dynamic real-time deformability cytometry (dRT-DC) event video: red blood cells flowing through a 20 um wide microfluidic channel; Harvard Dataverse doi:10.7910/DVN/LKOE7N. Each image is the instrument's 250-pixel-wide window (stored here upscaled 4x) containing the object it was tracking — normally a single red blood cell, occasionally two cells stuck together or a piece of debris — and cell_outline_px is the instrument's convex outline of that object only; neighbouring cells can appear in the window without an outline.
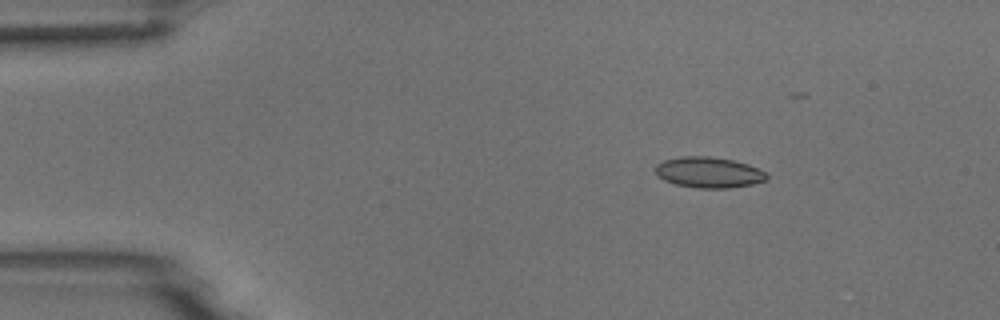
{"species": "common noctule bat (a hibernating species)", "species_latin": "Nyctalus noctula", "temperature_condition": "room temperature", "stored_images_in_passage": 7, "segment_of_instrument_passage": [1, 2], "camera_frame_rate_fps": 3000, "um_per_image_px": 0.085, "animal": {"sex": "male", "body_mass_g": 18.8}, "frame": {"image": 1, "passage_image": 3, "time_ms": 2.333, "image_size_px": [1000, 320], "cell_outline_px": [[768, 176], [764, 180], [752, 184], [728, 188], [696, 188], [676, 184], [664, 180], [656, 176], [656, 164], [664, 160], [684, 156], [708, 156], [732, 160], [748, 164], [764, 172]], "centroid_in_image_um": [60.2, 14.65], "position_along_channel_um": 24.8, "area_um2": 19.77}}